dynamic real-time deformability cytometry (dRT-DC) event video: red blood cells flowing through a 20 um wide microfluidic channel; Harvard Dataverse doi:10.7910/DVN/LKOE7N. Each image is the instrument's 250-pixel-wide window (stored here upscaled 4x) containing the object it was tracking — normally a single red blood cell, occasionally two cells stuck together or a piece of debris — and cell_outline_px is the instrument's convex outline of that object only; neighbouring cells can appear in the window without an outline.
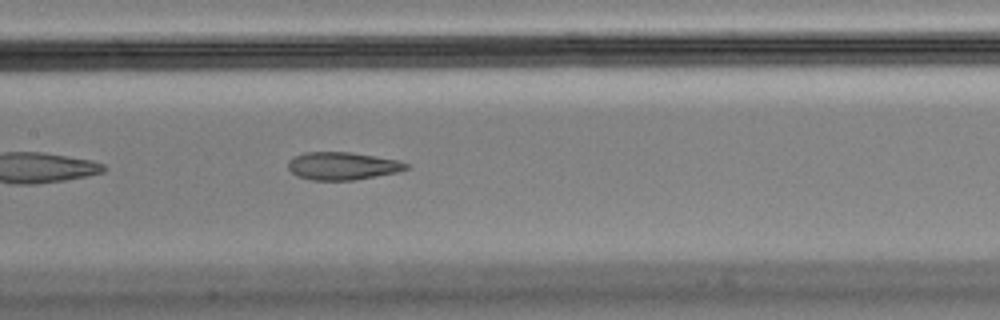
{"species": "Egyptian fruit bat (a non-hibernating species)", "species_latin": "Rousettus aegyptiacus", "temperature_condition": "cold", "stored_images_in_passage": 41, "camera_frame_rate_fps": 3000, "um_per_image_px": 0.085, "animal": {"sex": "male"}, "frame": {"image": 1, "passage_image": 12, "time_ms": 3.667, "image_size_px": [1000, 320], "cell_outline_px": [[408, 168], [396, 172], [352, 180], [312, 180], [296, 176], [288, 168], [288, 160], [292, 156], [304, 152], [352, 152], [396, 160], [408, 164]], "centroid_in_image_um": [29.03, 14.1], "position_along_channel_um": 178.4, "area_um2": 18.96}, "authors_computed_cell_mechanics": {"area_um2": 20.6924, "velocity_mm_per_s": 3.5751, "shape_relaxation_time_tau1_ms": null, "shape_relaxation_time_tau2_ms": 2.028, "deformation_change_tau1": null, "deformation_change_tau2": 0.1049}}